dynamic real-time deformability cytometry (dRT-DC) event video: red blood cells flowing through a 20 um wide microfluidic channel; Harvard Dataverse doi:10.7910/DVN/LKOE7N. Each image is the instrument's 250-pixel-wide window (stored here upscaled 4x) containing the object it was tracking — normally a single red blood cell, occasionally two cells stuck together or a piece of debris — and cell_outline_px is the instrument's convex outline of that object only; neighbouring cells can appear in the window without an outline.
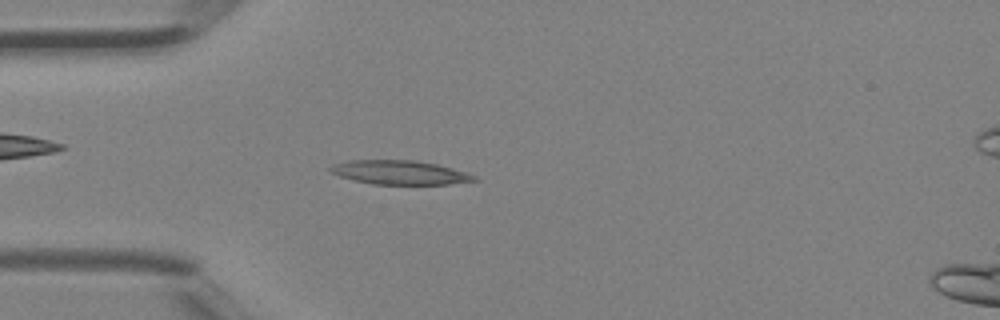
{"species": "Egyptian fruit bat (a non-hibernating species)", "species_latin": "Rousettus aegyptiacus", "temperature_condition": "room temperature", "stored_images_in_passage": 44, "camera_frame_rate_fps": 3000, "um_per_image_px": 0.085, "animal": {"sex": "female"}, "frame": {"image": 1, "passage_image": 12, "time_ms": 3.667, "image_size_px": [1000, 320], "cell_outline_px": [[480, 180], [448, 184], [372, 184], [340, 176], [332, 172], [328, 168], [332, 164], [348, 160], [416, 160], [436, 164], [468, 172], [476, 176]], "centroid_in_image_um": [34.01, 14.65], "position_along_channel_um": 51.0, "area_um2": 20.11}}
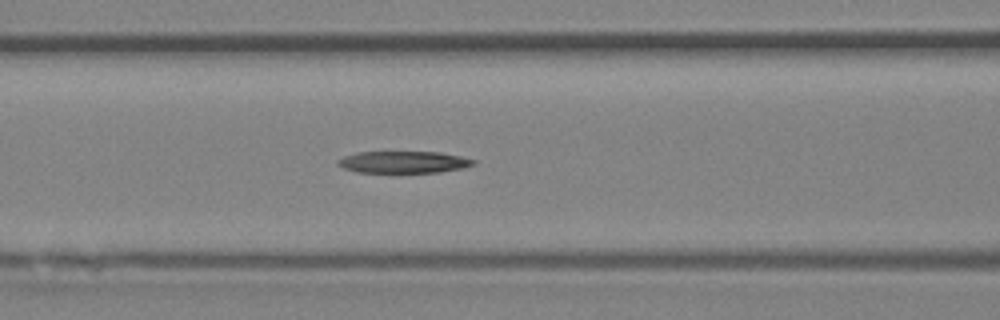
{"frame": {"image": 2, "passage_image": 18, "time_ms": 5.667, "image_size_px": [1000, 320], "cell_outline_px": [[476, 164], [464, 168], [440, 172], [356, 172], [344, 168], [336, 164], [336, 160], [344, 156], [356, 152], [440, 152], [460, 156], [476, 160]], "centroid_in_image_um": [34.3, 13.77], "position_along_channel_um": 132.3, "area_um2": 17.34}}
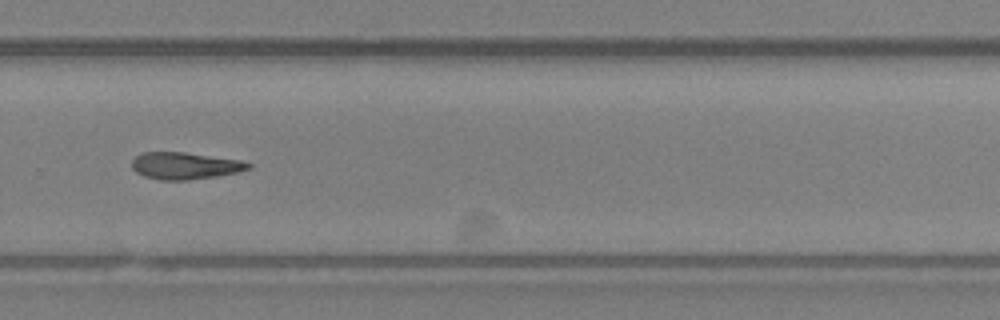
{"frame": {"image": 3, "passage_image": 30, "time_ms": 9.667, "image_size_px": [1000, 320], "cell_outline_px": [[252, 164], [248, 168], [236, 172], [216, 176], [188, 180], [160, 180], [144, 176], [136, 172], [132, 168], [132, 160], [136, 156], [144, 152], [184, 152], [240, 160]], "centroid_in_image_um": [15.68, 14.09], "position_along_channel_um": 314.1, "area_um2": 18.09}}